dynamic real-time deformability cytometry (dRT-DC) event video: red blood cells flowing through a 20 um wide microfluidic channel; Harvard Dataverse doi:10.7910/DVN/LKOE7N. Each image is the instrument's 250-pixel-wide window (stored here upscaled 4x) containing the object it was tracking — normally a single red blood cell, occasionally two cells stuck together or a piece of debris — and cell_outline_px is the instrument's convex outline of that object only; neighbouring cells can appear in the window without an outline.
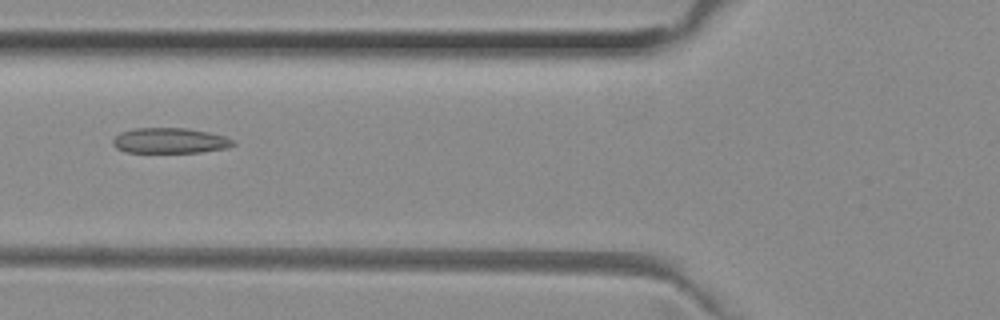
{"species": "common noctule bat (a hibernating species)", "species_latin": "Nyctalus noctula", "temperature_condition": "room temperature", "stored_images_in_passage": 37, "camera_frame_rate_fps": 3000, "um_per_image_px": 0.085, "animal": {"sex": "female", "body_mass_g": 29.2, "forearm_length_mm": 56.3}, "frame": {"image": 1, "passage_image": 5, "time_ms": 1.333, "image_size_px": [1000, 320], "cell_outline_px": [[236, 144], [228, 148], [200, 152], [124, 152], [116, 148], [112, 144], [112, 140], [120, 132], [132, 128], [188, 128], [208, 132], [224, 136], [236, 140]], "centroid_in_image_um": [14.45, 11.95], "position_along_channel_um": 111.4, "area_um2": 17.98}}
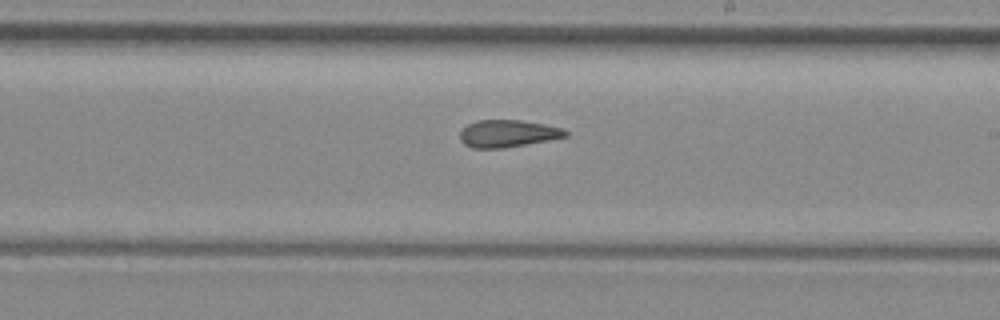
{"frame": {"image": 2, "passage_image": 15, "time_ms": 4.667, "image_size_px": [1000, 320], "cell_outline_px": [[568, 136], [548, 140], [500, 148], [472, 148], [464, 144], [460, 140], [460, 132], [468, 124], [476, 120], [520, 120], [544, 124], [564, 128], [568, 132]], "centroid_in_image_um": [43.15, 11.34], "position_along_channel_um": 245.8, "area_um2": 16.65}}
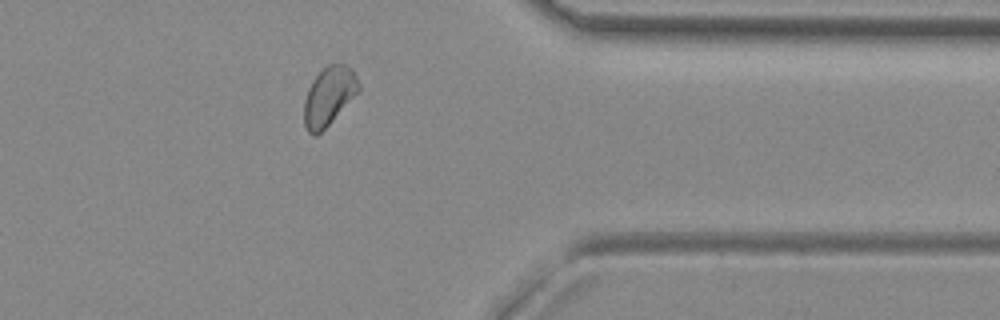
{"frame": {"image": 3, "passage_image": 27, "time_ms": 8.667, "image_size_px": [1000, 320], "cell_outline_px": [[360, 88], [332, 120], [316, 136], [312, 136], [308, 132], [304, 124], [304, 100], [308, 88], [312, 80], [328, 64], [344, 64], [352, 68], [360, 84]], "centroid_in_image_um": [27.92, 8.16], "position_along_channel_um": 383.5, "area_um2": 18.26}, "authors_computed_cell_mechanics": {"area_um2": 17.9758, "velocity_mm_per_s": 4.0309, "shape_relaxation_time_tau1_ms": null, "shape_relaxation_time_tau2_ms": 3.8868, "deformation_change_tau1": null, "deformation_change_tau2": 0.1305}}